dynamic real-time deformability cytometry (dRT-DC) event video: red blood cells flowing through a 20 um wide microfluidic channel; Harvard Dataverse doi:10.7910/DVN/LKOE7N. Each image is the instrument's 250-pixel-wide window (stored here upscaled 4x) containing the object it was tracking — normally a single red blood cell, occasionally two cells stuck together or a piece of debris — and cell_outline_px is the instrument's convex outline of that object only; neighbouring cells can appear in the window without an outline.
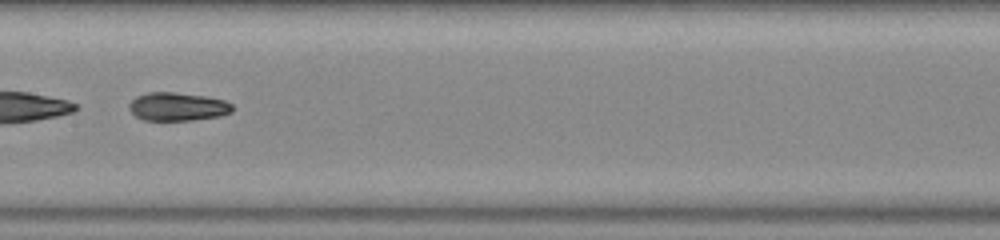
{"species": "common noctule bat (a hibernating species)", "species_latin": "Nyctalus noctula", "temperature_condition": "warm", "stored_images_in_passage": 36, "camera_frame_rate_fps": 3000, "um_per_image_px": 0.085, "animal": {"sex": "female", "body_mass_g": 23.0, "forearm_length_mm": 53.4}, "frame": {"image": 1, "passage_image": 11, "time_ms": 3.333, "image_size_px": [1000, 240], "cell_outline_px": [[232, 112], [220, 116], [192, 120], [144, 120], [136, 116], [128, 108], [128, 104], [136, 96], [148, 92], [176, 92], [204, 96], [224, 100], [232, 104]], "centroid_in_image_um": [15.08, 9.06], "position_along_channel_um": 192.3, "area_um2": 17.05}, "authors_computed_cell_mechanics": {"area_um2": 17.3978, "velocity_mm_per_s": 3.8251, "shape_relaxation_time_tau1_ms": 4.0895, "shape_relaxation_time_tau2_ms": 2.8872, "deformation_change_tau1": 0.2393, "deformation_change_tau2": 0.0793}}